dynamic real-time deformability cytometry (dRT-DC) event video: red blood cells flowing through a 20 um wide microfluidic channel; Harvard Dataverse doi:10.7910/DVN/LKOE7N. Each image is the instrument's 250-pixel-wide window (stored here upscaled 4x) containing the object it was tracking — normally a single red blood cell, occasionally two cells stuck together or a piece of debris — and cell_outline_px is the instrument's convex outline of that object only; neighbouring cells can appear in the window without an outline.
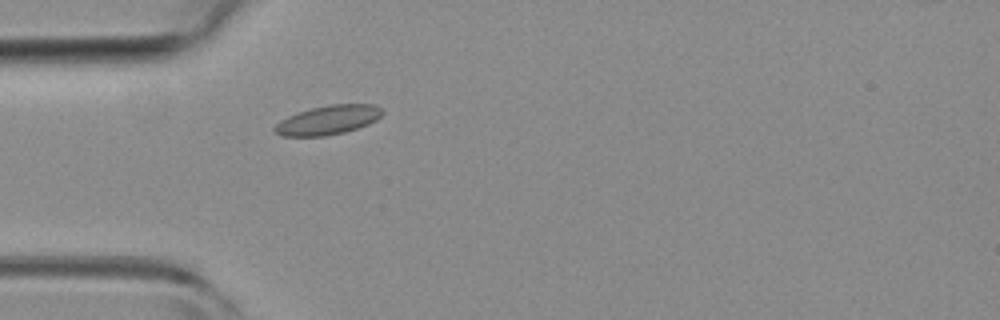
{"species": "common noctule bat (a hibernating species)", "species_latin": "Nyctalus noctula", "temperature_condition": "room temperature", "stored_images_in_passage": 36, "camera_frame_rate_fps": 3000, "um_per_image_px": 0.085, "animal": {"sex": "female", "body_mass_g": 19.3, "forearm_length_mm": 54.1}, "frame": {"image": 1, "passage_image": 2, "time_ms": 0.333, "image_size_px": [1000, 320], "cell_outline_px": [[384, 112], [376, 120], [368, 124], [344, 132], [324, 136], [280, 136], [272, 128], [280, 120], [288, 116], [312, 108], [328, 104], [376, 104], [384, 108]], "centroid_in_image_um": [27.91, 10.19], "position_along_channel_um": 57.1, "area_um2": 18.32}}
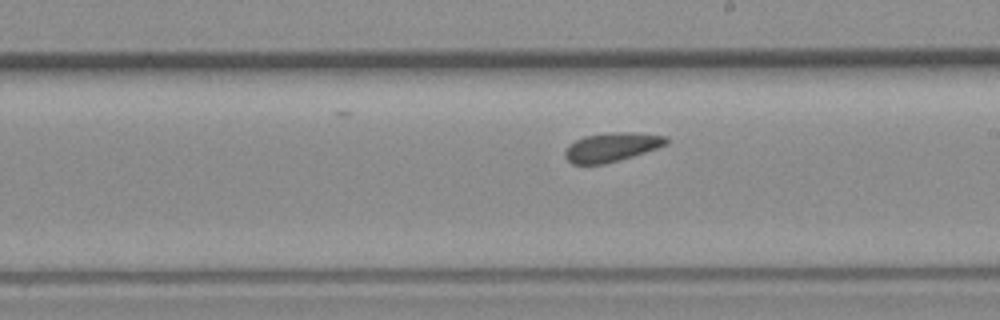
{"frame": {"image": 2, "passage_image": 15, "time_ms": 4.667, "image_size_px": [1000, 320], "cell_outline_px": [[668, 144], [620, 160], [604, 164], [572, 164], [564, 156], [564, 152], [568, 144], [584, 136], [616, 132], [632, 132], [668, 136]], "centroid_in_image_um": [51.98, 12.5], "position_along_channel_um": 237.0, "area_um2": 17.05}}
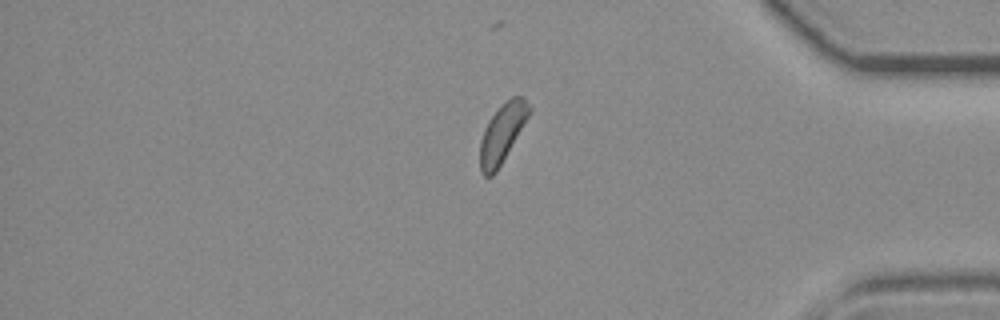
{"frame": {"image": 3, "passage_image": 28, "time_ms": 9.0, "image_size_px": [1000, 320], "cell_outline_px": [[532, 112], [496, 172], [492, 176], [484, 176], [480, 172], [480, 140], [484, 128], [488, 120], [512, 96], [524, 96], [532, 108]], "centroid_in_image_um": [42.71, 11.33], "position_along_channel_um": 392.5, "area_um2": 16.76}, "authors_computed_cell_mechanics": {"area_um2": 16.9643, "velocity_mm_per_s": 4.2446, "shape_relaxation_time_tau1_ms": null, "shape_relaxation_time_tau2_ms": 1.788, "deformation_change_tau1": null, "deformation_change_tau2": 0.079}}